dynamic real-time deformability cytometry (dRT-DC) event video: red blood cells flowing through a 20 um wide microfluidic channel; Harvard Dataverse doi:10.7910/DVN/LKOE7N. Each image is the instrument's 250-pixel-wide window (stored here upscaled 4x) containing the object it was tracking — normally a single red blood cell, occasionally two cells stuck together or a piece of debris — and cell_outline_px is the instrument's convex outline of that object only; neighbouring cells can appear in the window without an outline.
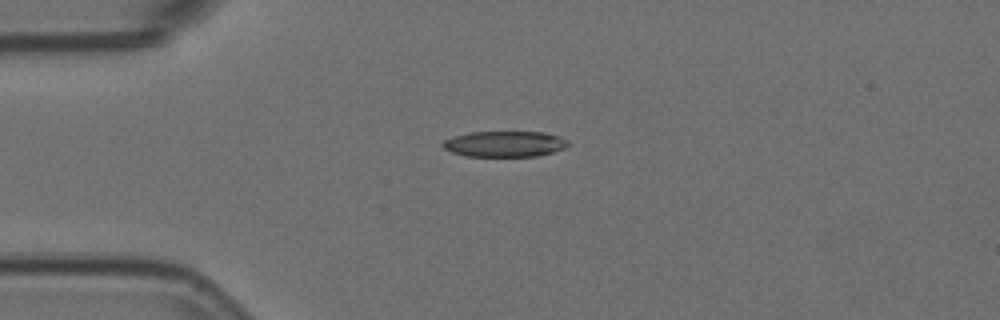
{"species": "Egyptian fruit bat (a non-hibernating species)", "species_latin": "Rousettus aegyptiacus", "temperature_condition": "room temperature", "stored_images_in_passage": 3, "camera_frame_rate_fps": 3000, "um_per_image_px": 0.085, "animal": {"sex": "female"}, "frame": {"image": 1, "passage_image": 2, "time_ms": 0.333, "image_size_px": [1000, 320], "cell_outline_px": [[568, 144], [564, 148], [552, 152], [536, 156], [464, 156], [452, 152], [444, 148], [440, 144], [444, 140], [468, 132], [544, 132], [560, 136], [568, 140]], "centroid_in_image_um": [42.89, 12.23], "position_along_channel_um": 42.1, "area_um2": 18.79}}